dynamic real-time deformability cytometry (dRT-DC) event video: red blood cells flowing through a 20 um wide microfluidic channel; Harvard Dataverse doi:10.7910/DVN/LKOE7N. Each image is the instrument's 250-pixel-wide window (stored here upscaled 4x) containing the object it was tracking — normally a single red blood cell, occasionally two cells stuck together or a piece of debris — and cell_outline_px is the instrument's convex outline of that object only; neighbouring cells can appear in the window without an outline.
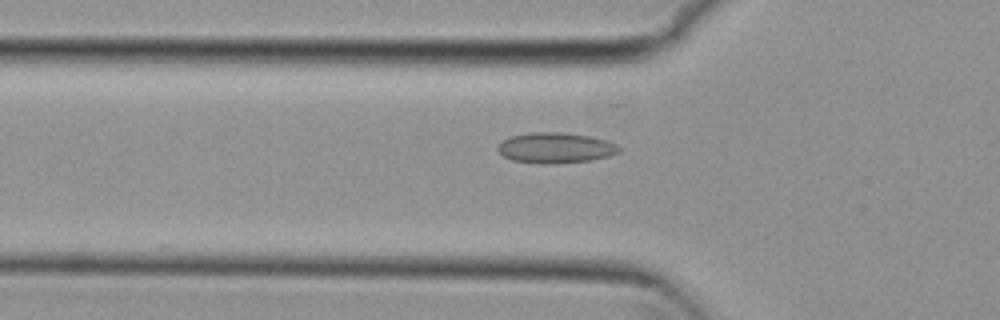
{"species": "common noctule bat (a hibernating species)", "species_latin": "Nyctalus noctula", "temperature_condition": "cold", "stored_images_in_passage": 52, "camera_frame_rate_fps": 3000, "um_per_image_px": 0.085, "animal": {"sex": "female", "body_mass_g": 29.2, "forearm_length_mm": 56.3}, "frame": {"image": 1, "passage_image": 16, "time_ms": 5.0, "image_size_px": [1000, 320], "cell_outline_px": [[620, 152], [608, 156], [592, 160], [556, 164], [544, 164], [512, 160], [504, 156], [496, 148], [496, 144], [500, 140], [508, 136], [528, 132], [560, 132], [588, 136], [608, 140], [616, 144], [620, 148]], "centroid_in_image_um": [47.17, 12.56], "position_along_channel_um": 78.6, "area_um2": 21.91}}
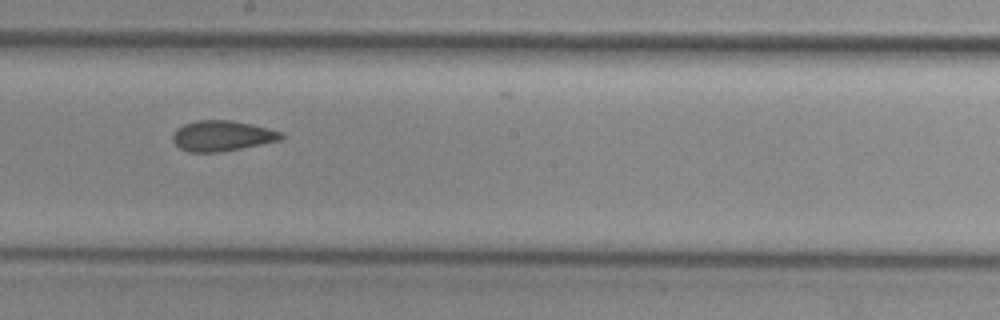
{"frame": {"image": 2, "passage_image": 28, "time_ms": 9.0, "image_size_px": [1000, 320], "cell_outline_px": [[284, 136], [280, 140], [220, 152], [188, 152], [180, 148], [172, 140], [172, 136], [176, 128], [184, 124], [196, 120], [232, 120], [252, 124], [284, 132]], "centroid_in_image_um": [18.87, 11.53], "position_along_channel_um": 229.3, "area_um2": 19.31}}
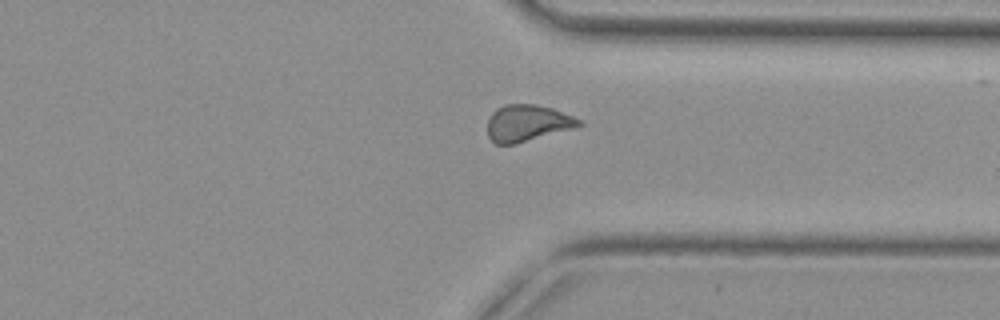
{"frame": {"image": 3, "passage_image": 39, "time_ms": 12.667, "image_size_px": [1000, 320], "cell_outline_px": [[584, 124], [572, 128], [516, 144], [496, 144], [488, 136], [488, 116], [496, 108], [504, 104], [536, 104], [552, 108], [572, 116], [580, 120]], "centroid_in_image_um": [44.78, 10.45], "position_along_channel_um": 366.6, "area_um2": 19.42}, "authors_computed_cell_mechanics": {"area_um2": 19.9121, "velocity_mm_per_s": 3.7544, "shape_relaxation_time_tau1_ms": null, "shape_relaxation_time_tau2_ms": 2.3011, "deformation_change_tau1": null, "deformation_change_tau2": 0.0805}}